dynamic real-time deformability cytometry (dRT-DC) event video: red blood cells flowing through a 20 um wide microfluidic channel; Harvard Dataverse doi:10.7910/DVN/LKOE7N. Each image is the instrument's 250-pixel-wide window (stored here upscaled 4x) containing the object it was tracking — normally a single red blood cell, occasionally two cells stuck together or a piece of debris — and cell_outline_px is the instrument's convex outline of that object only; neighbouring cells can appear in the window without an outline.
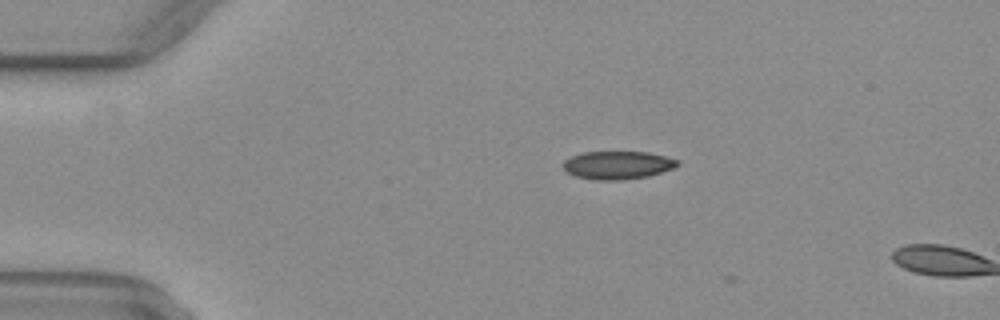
{"species": "common noctule bat (a hibernating species)", "species_latin": "Nyctalus noctula", "temperature_condition": "warm", "stored_images_in_passage": 3, "camera_frame_rate_fps": 3000, "um_per_image_px": 0.085, "animal": {"sex": "female", "body_mass_g": 29.2, "forearm_length_mm": 56.3}, "frame": {"image": 1, "passage_image": 2, "time_ms": 0.333, "image_size_px": [1000, 320], "cell_outline_px": [[680, 164], [672, 168], [648, 176], [620, 180], [600, 180], [576, 176], [568, 172], [564, 168], [564, 160], [572, 156], [584, 152], [648, 152], [664, 156], [676, 160]], "centroid_in_image_um": [52.49, 14.03], "position_along_channel_um": 32.5, "area_um2": 18.32}}